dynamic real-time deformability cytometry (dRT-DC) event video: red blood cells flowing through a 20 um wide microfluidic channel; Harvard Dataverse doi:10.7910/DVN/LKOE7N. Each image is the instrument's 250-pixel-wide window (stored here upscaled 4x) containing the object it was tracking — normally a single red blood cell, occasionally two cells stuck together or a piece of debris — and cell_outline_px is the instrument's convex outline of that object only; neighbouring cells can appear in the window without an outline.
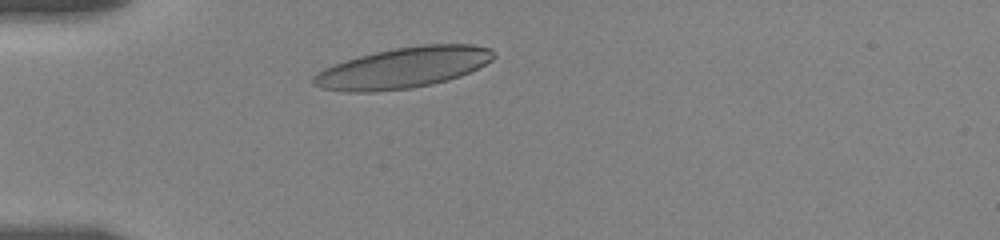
{"species": "human", "species_latin": "Homo sapiens", "temperature_condition": "room temperature", "stored_images_in_passage": 6, "camera_frame_rate_fps": 3000, "um_per_image_px": 0.085, "donor": {"sex": "female"}, "frame": {"image": 1, "passage_image": 1, "time_ms": 0.0, "image_size_px": [1000, 240], "cell_outline_px": [[496, 56], [492, 60], [460, 76], [448, 80], [432, 84], [412, 88], [368, 92], [344, 92], [320, 88], [312, 84], [312, 76], [324, 68], [344, 60], [376, 52], [396, 48], [424, 44], [472, 44], [492, 48], [496, 52]], "centroid_in_image_um": [34.26, 5.76], "position_along_channel_um": 50.7, "area_um2": 42.89}}